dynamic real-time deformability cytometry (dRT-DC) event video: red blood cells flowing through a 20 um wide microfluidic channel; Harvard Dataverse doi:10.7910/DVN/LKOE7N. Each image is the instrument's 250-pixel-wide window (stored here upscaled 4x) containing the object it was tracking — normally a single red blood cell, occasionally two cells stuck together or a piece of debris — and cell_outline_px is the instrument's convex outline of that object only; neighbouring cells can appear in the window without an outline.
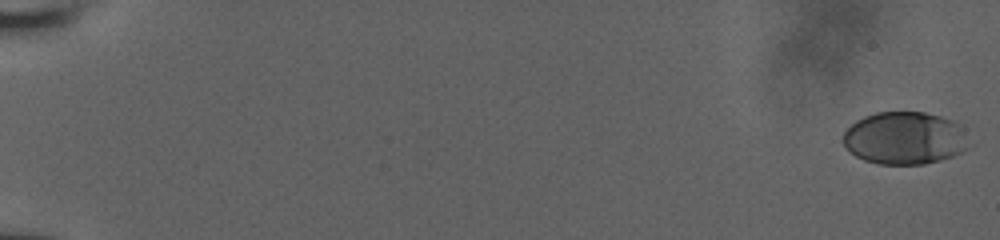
{"species": "human", "species_latin": "Homo sapiens", "temperature_condition": "room temperature", "stored_images_in_passage": 9, "camera_frame_rate_fps": 3000, "um_per_image_px": 0.085, "donor": {"sex": "male"}, "frame": {"image": 1, "passage_image": 1, "time_ms": 0.0, "image_size_px": [1000, 240], "cell_outline_px": [[968, 148], [952, 156], [940, 160], [924, 164], [880, 164], [864, 160], [848, 152], [840, 140], [844, 132], [856, 120], [864, 116], [876, 112], [924, 112], [940, 116], [952, 120], [956, 124]], "centroid_in_image_um": [76.78, 11.75], "position_along_channel_um": 8.2, "area_um2": 38.21}}
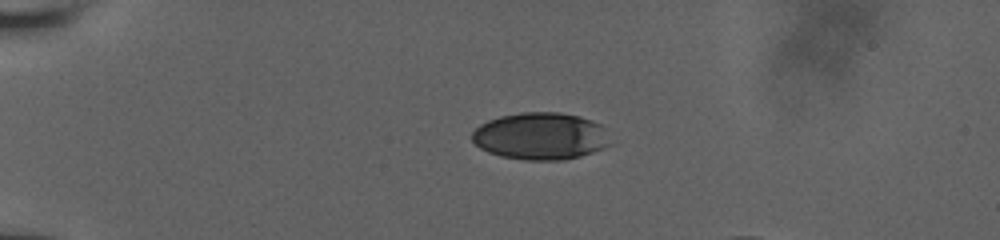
{"frame": {"image": 2, "passage_image": 6, "time_ms": 5.0, "image_size_px": [1000, 240], "cell_outline_px": [[612, 144], [604, 148], [580, 156], [564, 160], [524, 160], [500, 156], [488, 152], [480, 148], [472, 140], [472, 132], [480, 124], [488, 120], [500, 116], [520, 112], [560, 112], [580, 116], [600, 124]], "centroid_in_image_um": [45.93, 11.57], "position_along_channel_um": 39.1, "area_um2": 38.09}}
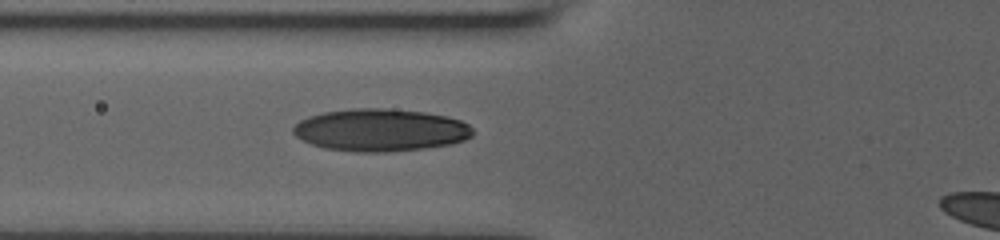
{"frame": {"image": 3, "passage_image": 9, "time_ms": 8.0, "image_size_px": [1000, 240], "cell_outline_px": [[472, 136], [464, 140], [452, 144], [424, 148], [388, 152], [356, 152], [324, 148], [312, 144], [296, 136], [292, 132], [292, 128], [300, 120], [308, 116], [324, 112], [352, 108], [384, 108], [424, 112], [448, 116], [460, 120], [468, 124], [472, 128]], "centroid_in_image_um": [32.34, 11.05], "position_along_channel_um": 93.5, "area_um2": 44.51}}